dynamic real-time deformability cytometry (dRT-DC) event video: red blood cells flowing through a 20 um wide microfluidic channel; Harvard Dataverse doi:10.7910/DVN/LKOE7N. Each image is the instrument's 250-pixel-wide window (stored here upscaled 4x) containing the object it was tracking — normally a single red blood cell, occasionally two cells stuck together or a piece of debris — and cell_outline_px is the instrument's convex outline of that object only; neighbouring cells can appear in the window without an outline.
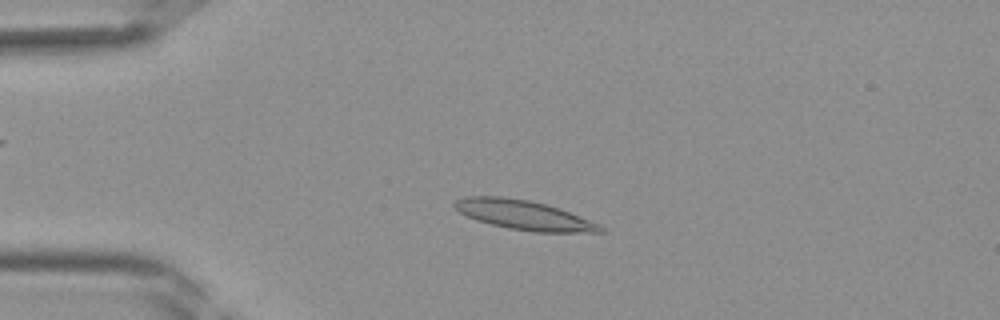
{"species": "Egyptian fruit bat (a non-hibernating species)", "species_latin": "Rousettus aegyptiacus", "temperature_condition": "room temperature", "stored_images_in_passage": 40, "camera_frame_rate_fps": 3000, "um_per_image_px": 0.085, "frame": {"image": 1, "passage_image": 9, "time_ms": 2.667, "image_size_px": [1000, 320], "cell_outline_px": [[604, 232], [532, 232], [508, 228], [476, 220], [460, 212], [452, 204], [456, 200], [464, 196], [500, 196], [528, 200], [544, 204], [568, 212], [600, 224], [604, 228]], "centroid_in_image_um": [44.5, 18.28], "position_along_channel_um": 40.5, "area_um2": 24.68}}
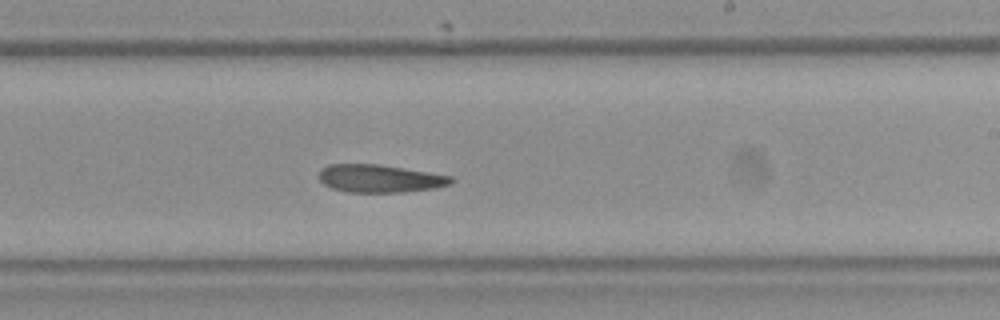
{"frame": {"image": 2, "passage_image": 24, "time_ms": 7.667, "image_size_px": [1000, 320], "cell_outline_px": [[452, 184], [432, 188], [404, 192], [348, 192], [332, 188], [324, 184], [320, 180], [320, 168], [328, 164], [380, 164], [452, 176]], "centroid_in_image_um": [32.26, 15.17], "position_along_channel_um": 256.7, "area_um2": 21.33}}
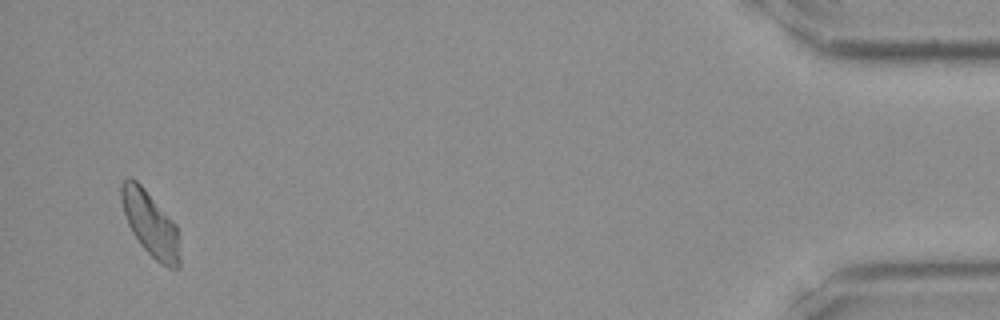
{"frame": {"image": 3, "passage_image": 39, "time_ms": 12.667, "image_size_px": [1000, 320], "cell_outline_px": [[180, 268], [168, 268], [160, 264], [140, 244], [132, 232], [128, 224], [120, 200], [120, 184], [128, 176], [132, 176], [144, 188], [176, 224], [180, 256]], "centroid_in_image_um": [12.77, 19.01], "position_along_channel_um": 422.4, "area_um2": 22.08}}